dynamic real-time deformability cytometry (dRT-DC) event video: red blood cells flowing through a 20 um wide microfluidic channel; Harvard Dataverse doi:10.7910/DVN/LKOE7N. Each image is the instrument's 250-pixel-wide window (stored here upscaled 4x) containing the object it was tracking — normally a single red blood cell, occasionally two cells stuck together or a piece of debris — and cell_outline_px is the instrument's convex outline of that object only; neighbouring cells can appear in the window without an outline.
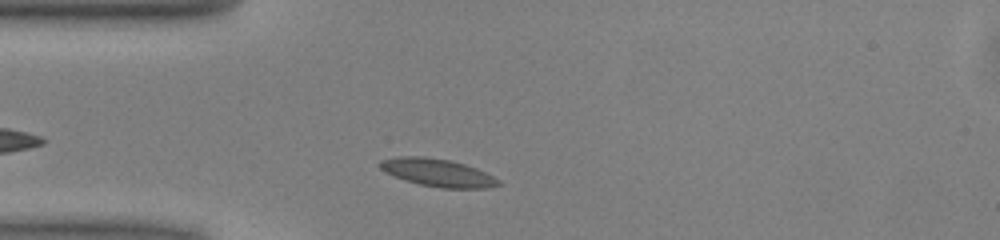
{"species": "common noctule bat (a hibernating species)", "species_latin": "Nyctalus noctula", "temperature_condition": "warm", "stored_images_in_passage": 31, "camera_frame_rate_fps": 3000, "um_per_image_px": 0.085, "animal": {"sex": "male", "body_mass_g": 13.0, "forearm_length_mm": 53.1}, "frame": {"image": 1, "passage_image": 4, "time_ms": 1.0, "image_size_px": [1000, 240], "cell_outline_px": [[500, 184], [488, 188], [440, 188], [420, 184], [404, 180], [384, 172], [380, 168], [380, 160], [400, 156], [424, 156], [448, 160], [464, 164], [476, 168], [500, 180]], "centroid_in_image_um": [37.17, 14.67], "position_along_channel_um": 47.8, "area_um2": 19.02}}
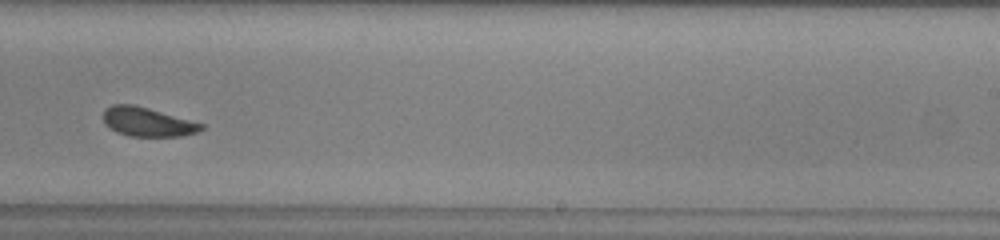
{"frame": {"image": 2, "passage_image": 22, "time_ms": 7.0, "image_size_px": [1000, 240], "cell_outline_px": [[204, 128], [196, 132], [180, 136], [128, 136], [116, 132], [104, 124], [104, 108], [112, 104], [132, 104], [148, 108], [204, 124]], "centroid_in_image_um": [12.49, 10.36], "position_along_channel_um": 276.5, "area_um2": 16.47}}
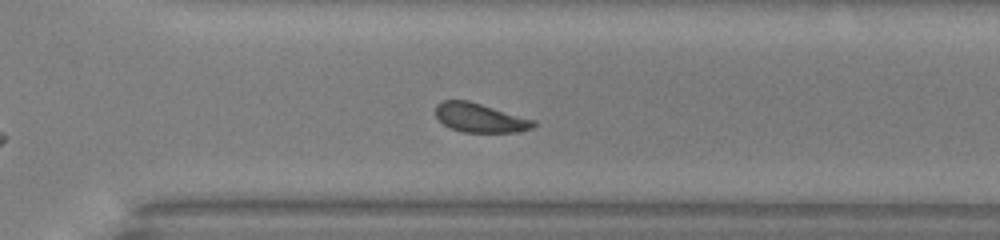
{"frame": {"image": 3, "passage_image": 26, "time_ms": 8.333, "image_size_px": [1000, 240], "cell_outline_px": [[536, 124], [532, 128], [516, 132], [464, 132], [452, 128], [444, 124], [436, 116], [436, 104], [440, 100], [468, 100], [536, 120]], "centroid_in_image_um": [40.8, 10.0], "position_along_channel_um": 329.8, "area_um2": 16.53}, "authors_computed_cell_mechanics": {"area_um2": 17.3978, "velocity_mm_per_s": 3.9943, "shape_relaxation_time_tau1_ms": 2.1595, "shape_relaxation_time_tau2_ms": 5.3837, "deformation_change_tau1": 0.0986, "deformation_change_tau2": 0.0723}}